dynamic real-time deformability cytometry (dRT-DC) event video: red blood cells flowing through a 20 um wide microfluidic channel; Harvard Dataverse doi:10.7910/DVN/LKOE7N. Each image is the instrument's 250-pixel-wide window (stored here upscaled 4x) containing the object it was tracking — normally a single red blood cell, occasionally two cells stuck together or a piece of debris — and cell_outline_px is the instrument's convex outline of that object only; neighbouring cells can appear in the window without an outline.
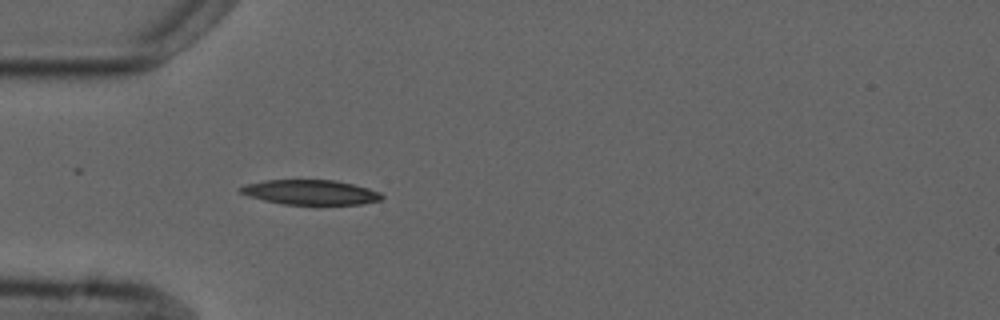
{"species": "common noctule bat (a hibernating species)", "species_latin": "Nyctalus noctula", "temperature_condition": "cold", "stored_images_in_passage": 3, "camera_frame_rate_fps": 3000, "um_per_image_px": 0.085, "animal": {"sex": "male", "forearm_length_mm": 52.5}, "frame": {"image": 1, "passage_image": 3, "time_ms": 2.333, "image_size_px": [1000, 320], "cell_outline_px": [[384, 196], [380, 200], [364, 204], [284, 204], [264, 200], [248, 196], [240, 192], [240, 188], [248, 184], [264, 180], [332, 180], [352, 184], [368, 188], [380, 192]], "centroid_in_image_um": [26.42, 16.34], "position_along_channel_um": 58.6, "area_um2": 20.17}}